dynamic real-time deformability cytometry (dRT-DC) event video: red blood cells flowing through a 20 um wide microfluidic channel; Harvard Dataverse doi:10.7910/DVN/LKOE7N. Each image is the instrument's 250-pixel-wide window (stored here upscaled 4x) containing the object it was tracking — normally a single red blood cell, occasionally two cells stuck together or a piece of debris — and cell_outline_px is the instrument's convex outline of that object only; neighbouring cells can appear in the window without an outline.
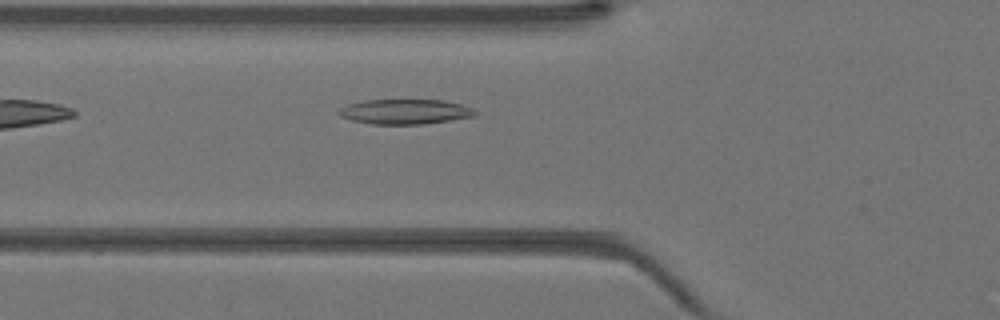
{"species": "Egyptian fruit bat (a non-hibernating species)", "species_latin": "Rousettus aegyptiacus", "temperature_condition": "warm", "stored_images_in_passage": 9, "camera_frame_rate_fps": 3000, "um_per_image_px": 0.085, "animal": {"sex": "female"}, "frame": {"image": 1, "passage_image": 6, "time_ms": 1.667, "image_size_px": [1000, 320], "cell_outline_px": [[480, 112], [472, 116], [424, 124], [372, 124], [352, 120], [340, 116], [336, 112], [340, 108], [348, 104], [364, 100], [444, 100], [460, 104], [472, 108]], "centroid_in_image_um": [34.4, 9.49], "position_along_channel_um": 91.4, "area_um2": 19.71}}